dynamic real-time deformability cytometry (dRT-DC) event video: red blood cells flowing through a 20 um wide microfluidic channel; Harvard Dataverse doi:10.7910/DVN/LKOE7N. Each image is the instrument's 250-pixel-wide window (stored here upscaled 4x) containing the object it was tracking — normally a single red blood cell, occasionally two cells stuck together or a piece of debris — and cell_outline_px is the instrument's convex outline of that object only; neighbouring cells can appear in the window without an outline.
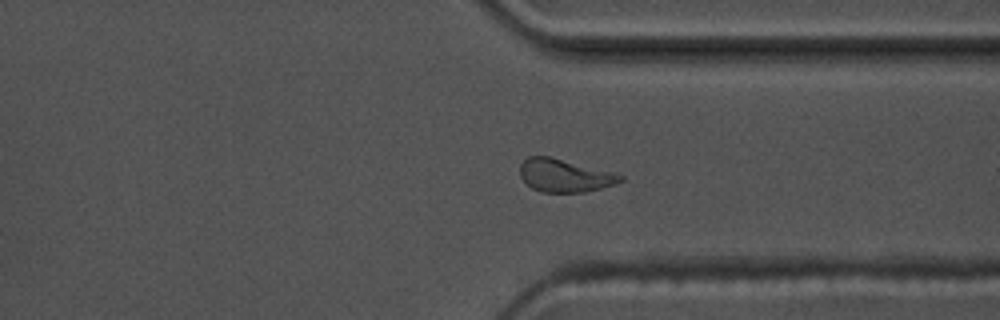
{"species": "common noctule bat (a hibernating species)", "species_latin": "Nyctalus noctula", "temperature_condition": "warm", "stored_images_in_passage": 38, "camera_frame_rate_fps": 3000, "um_per_image_px": 0.085, "animal": {"sex": "male", "body_mass_g": 17.5, "forearm_length_mm": 52.3}, "frame": {"image": 1, "passage_image": 26, "time_ms": 8.333, "image_size_px": [1000, 320], "cell_outline_px": [[624, 180], [616, 184], [584, 192], [544, 192], [532, 188], [520, 176], [520, 164], [528, 156], [548, 156], [616, 172], [624, 176]], "centroid_in_image_um": [48.03, 14.91], "position_along_channel_um": 363.4, "area_um2": 19.31}}
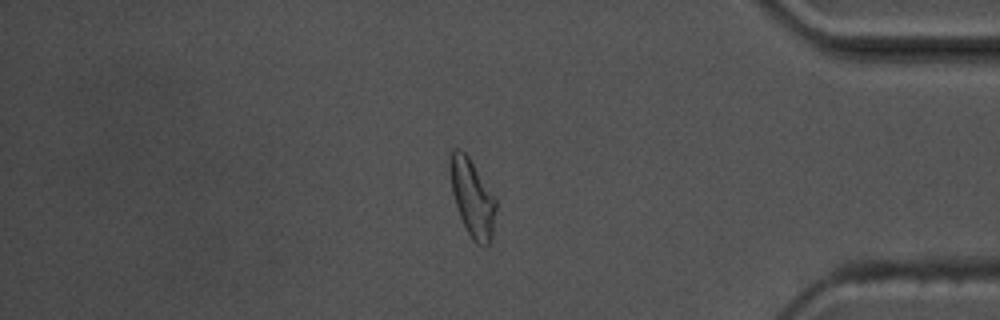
{"frame": {"image": 2, "passage_image": 31, "time_ms": 10.0, "image_size_px": [1000, 320], "cell_outline_px": [[496, 208], [492, 240], [488, 244], [476, 244], [472, 240], [460, 216], [452, 192], [448, 164], [452, 148], [460, 148], [468, 156], [496, 196]], "centroid_in_image_um": [40.15, 16.78], "position_along_channel_um": 395.0, "area_um2": 20.87}}